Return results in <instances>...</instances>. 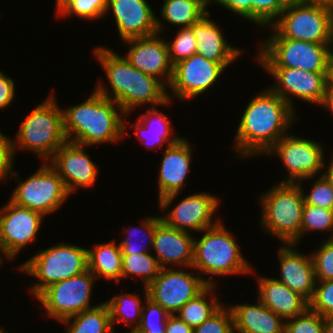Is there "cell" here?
<instances>
[{"label":"cell","instance_id":"obj_1","mask_svg":"<svg viewBox=\"0 0 333 333\" xmlns=\"http://www.w3.org/2000/svg\"><path fill=\"white\" fill-rule=\"evenodd\" d=\"M294 111L270 88L255 94L243 111L234 137L236 155L241 159L264 155L291 129L297 119Z\"/></svg>","mask_w":333,"mask_h":333},{"label":"cell","instance_id":"obj_2","mask_svg":"<svg viewBox=\"0 0 333 333\" xmlns=\"http://www.w3.org/2000/svg\"><path fill=\"white\" fill-rule=\"evenodd\" d=\"M93 54L103 67L113 95H110L101 81L100 84L97 83L95 90L115 101L126 114L130 115L140 105L149 103L152 104L151 107H166L172 102V97L167 92L168 87L161 80L141 72L118 52L97 46Z\"/></svg>","mask_w":333,"mask_h":333},{"label":"cell","instance_id":"obj_3","mask_svg":"<svg viewBox=\"0 0 333 333\" xmlns=\"http://www.w3.org/2000/svg\"><path fill=\"white\" fill-rule=\"evenodd\" d=\"M62 111L64 132L69 142L91 147L117 143L128 133L129 122L123 119L127 114L115 101L95 89L86 101Z\"/></svg>","mask_w":333,"mask_h":333},{"label":"cell","instance_id":"obj_4","mask_svg":"<svg viewBox=\"0 0 333 333\" xmlns=\"http://www.w3.org/2000/svg\"><path fill=\"white\" fill-rule=\"evenodd\" d=\"M260 197L261 227L282 244L298 245L305 205L300 185L278 182Z\"/></svg>","mask_w":333,"mask_h":333},{"label":"cell","instance_id":"obj_5","mask_svg":"<svg viewBox=\"0 0 333 333\" xmlns=\"http://www.w3.org/2000/svg\"><path fill=\"white\" fill-rule=\"evenodd\" d=\"M51 96V97H50ZM35 107L21 122L12 153L16 149L32 151L48 162L68 140L64 132L63 111L53 95Z\"/></svg>","mask_w":333,"mask_h":333},{"label":"cell","instance_id":"obj_6","mask_svg":"<svg viewBox=\"0 0 333 333\" xmlns=\"http://www.w3.org/2000/svg\"><path fill=\"white\" fill-rule=\"evenodd\" d=\"M222 222L200 232L204 233L200 239L195 237L191 269L197 270L199 275L212 276L252 273L254 269Z\"/></svg>","mask_w":333,"mask_h":333},{"label":"cell","instance_id":"obj_7","mask_svg":"<svg viewBox=\"0 0 333 333\" xmlns=\"http://www.w3.org/2000/svg\"><path fill=\"white\" fill-rule=\"evenodd\" d=\"M87 249L74 244L59 243L30 257L19 266L22 273L37 279L31 287L36 297L52 283L79 275L88 270Z\"/></svg>","mask_w":333,"mask_h":333},{"label":"cell","instance_id":"obj_8","mask_svg":"<svg viewBox=\"0 0 333 333\" xmlns=\"http://www.w3.org/2000/svg\"><path fill=\"white\" fill-rule=\"evenodd\" d=\"M268 28L272 33L267 38L333 43V5H287Z\"/></svg>","mask_w":333,"mask_h":333},{"label":"cell","instance_id":"obj_9","mask_svg":"<svg viewBox=\"0 0 333 333\" xmlns=\"http://www.w3.org/2000/svg\"><path fill=\"white\" fill-rule=\"evenodd\" d=\"M256 57L262 67H286L307 72H326L333 43H313L288 38H266Z\"/></svg>","mask_w":333,"mask_h":333},{"label":"cell","instance_id":"obj_10","mask_svg":"<svg viewBox=\"0 0 333 333\" xmlns=\"http://www.w3.org/2000/svg\"><path fill=\"white\" fill-rule=\"evenodd\" d=\"M42 165L25 181L20 180L18 172L12 170V177L19 184L13 190L10 200L45 216L62 207L70 194L63 179L52 166L48 162Z\"/></svg>","mask_w":333,"mask_h":333},{"label":"cell","instance_id":"obj_11","mask_svg":"<svg viewBox=\"0 0 333 333\" xmlns=\"http://www.w3.org/2000/svg\"><path fill=\"white\" fill-rule=\"evenodd\" d=\"M321 143L287 133L265 155H277L281 159L283 168L288 173L281 183L308 181L325 169V150Z\"/></svg>","mask_w":333,"mask_h":333},{"label":"cell","instance_id":"obj_12","mask_svg":"<svg viewBox=\"0 0 333 333\" xmlns=\"http://www.w3.org/2000/svg\"><path fill=\"white\" fill-rule=\"evenodd\" d=\"M97 278L90 270L79 275L52 283L37 296L48 317L59 322L85 310L90 306L92 288Z\"/></svg>","mask_w":333,"mask_h":333},{"label":"cell","instance_id":"obj_13","mask_svg":"<svg viewBox=\"0 0 333 333\" xmlns=\"http://www.w3.org/2000/svg\"><path fill=\"white\" fill-rule=\"evenodd\" d=\"M197 274V271L185 272L175 267L161 268L156 278L146 287L148 298L174 315L208 285H216L215 281Z\"/></svg>","mask_w":333,"mask_h":333},{"label":"cell","instance_id":"obj_14","mask_svg":"<svg viewBox=\"0 0 333 333\" xmlns=\"http://www.w3.org/2000/svg\"><path fill=\"white\" fill-rule=\"evenodd\" d=\"M231 63H217L193 54L173 66V75L168 86L176 99L189 101L216 85L221 74Z\"/></svg>","mask_w":333,"mask_h":333},{"label":"cell","instance_id":"obj_15","mask_svg":"<svg viewBox=\"0 0 333 333\" xmlns=\"http://www.w3.org/2000/svg\"><path fill=\"white\" fill-rule=\"evenodd\" d=\"M44 215L19 206L9 199L0 209V245L14 259L37 238Z\"/></svg>","mask_w":333,"mask_h":333},{"label":"cell","instance_id":"obj_16","mask_svg":"<svg viewBox=\"0 0 333 333\" xmlns=\"http://www.w3.org/2000/svg\"><path fill=\"white\" fill-rule=\"evenodd\" d=\"M191 144L181 137L175 144L165 146L158 177V204L161 211H168L183 186L192 164Z\"/></svg>","mask_w":333,"mask_h":333},{"label":"cell","instance_id":"obj_17","mask_svg":"<svg viewBox=\"0 0 333 333\" xmlns=\"http://www.w3.org/2000/svg\"><path fill=\"white\" fill-rule=\"evenodd\" d=\"M276 80L270 89L293 109V96L308 103L321 105L326 94V72H307L286 67H263Z\"/></svg>","mask_w":333,"mask_h":333},{"label":"cell","instance_id":"obj_18","mask_svg":"<svg viewBox=\"0 0 333 333\" xmlns=\"http://www.w3.org/2000/svg\"><path fill=\"white\" fill-rule=\"evenodd\" d=\"M219 198L207 192L193 193L178 202L162 220L170 227L191 233L217 225L221 220L213 217L221 204ZM191 230V232H190Z\"/></svg>","mask_w":333,"mask_h":333},{"label":"cell","instance_id":"obj_19","mask_svg":"<svg viewBox=\"0 0 333 333\" xmlns=\"http://www.w3.org/2000/svg\"><path fill=\"white\" fill-rule=\"evenodd\" d=\"M123 42L129 45L128 48L130 47L124 57L132 66L169 86L173 75V65L166 39L161 38L157 33L127 39Z\"/></svg>","mask_w":333,"mask_h":333},{"label":"cell","instance_id":"obj_20","mask_svg":"<svg viewBox=\"0 0 333 333\" xmlns=\"http://www.w3.org/2000/svg\"><path fill=\"white\" fill-rule=\"evenodd\" d=\"M84 149L86 146L67 141L48 162L63 179L70 195L78 188H91L97 180L98 166Z\"/></svg>","mask_w":333,"mask_h":333},{"label":"cell","instance_id":"obj_21","mask_svg":"<svg viewBox=\"0 0 333 333\" xmlns=\"http://www.w3.org/2000/svg\"><path fill=\"white\" fill-rule=\"evenodd\" d=\"M109 10L122 41L158 33L156 15L146 0H108L105 15Z\"/></svg>","mask_w":333,"mask_h":333},{"label":"cell","instance_id":"obj_22","mask_svg":"<svg viewBox=\"0 0 333 333\" xmlns=\"http://www.w3.org/2000/svg\"><path fill=\"white\" fill-rule=\"evenodd\" d=\"M191 235L168 226L163 220L156 225L152 248L161 268H169L171 265L181 267L182 270H185L184 267L191 268L195 240Z\"/></svg>","mask_w":333,"mask_h":333},{"label":"cell","instance_id":"obj_23","mask_svg":"<svg viewBox=\"0 0 333 333\" xmlns=\"http://www.w3.org/2000/svg\"><path fill=\"white\" fill-rule=\"evenodd\" d=\"M296 244H283L277 255L280 261V278L276 280L288 286L292 291L311 300L316 287V276L310 254L297 251ZM309 255V256H308Z\"/></svg>","mask_w":333,"mask_h":333},{"label":"cell","instance_id":"obj_24","mask_svg":"<svg viewBox=\"0 0 333 333\" xmlns=\"http://www.w3.org/2000/svg\"><path fill=\"white\" fill-rule=\"evenodd\" d=\"M210 14L208 12L190 26L196 37V54L217 63H233L242 51L228 43L222 30L210 19Z\"/></svg>","mask_w":333,"mask_h":333},{"label":"cell","instance_id":"obj_25","mask_svg":"<svg viewBox=\"0 0 333 333\" xmlns=\"http://www.w3.org/2000/svg\"><path fill=\"white\" fill-rule=\"evenodd\" d=\"M258 299L284 320L304 313L309 302L275 278L261 276L257 279Z\"/></svg>","mask_w":333,"mask_h":333},{"label":"cell","instance_id":"obj_26","mask_svg":"<svg viewBox=\"0 0 333 333\" xmlns=\"http://www.w3.org/2000/svg\"><path fill=\"white\" fill-rule=\"evenodd\" d=\"M235 333H284L285 320L257 299L254 304L229 305Z\"/></svg>","mask_w":333,"mask_h":333},{"label":"cell","instance_id":"obj_27","mask_svg":"<svg viewBox=\"0 0 333 333\" xmlns=\"http://www.w3.org/2000/svg\"><path fill=\"white\" fill-rule=\"evenodd\" d=\"M135 135L147 149H154L156 146L162 148L175 144L181 136L173 135V128L165 113L157 110L156 107L148 108V112L141 114L136 124L131 123Z\"/></svg>","mask_w":333,"mask_h":333},{"label":"cell","instance_id":"obj_28","mask_svg":"<svg viewBox=\"0 0 333 333\" xmlns=\"http://www.w3.org/2000/svg\"><path fill=\"white\" fill-rule=\"evenodd\" d=\"M209 5V0H163L161 20L156 17L157 32L161 34L165 28L162 20L178 27H190L209 12Z\"/></svg>","mask_w":333,"mask_h":333},{"label":"cell","instance_id":"obj_29","mask_svg":"<svg viewBox=\"0 0 333 333\" xmlns=\"http://www.w3.org/2000/svg\"><path fill=\"white\" fill-rule=\"evenodd\" d=\"M94 248V249H93ZM92 249H87L88 270L96 278L109 281L122 280V251L115 240L107 243L95 244Z\"/></svg>","mask_w":333,"mask_h":333},{"label":"cell","instance_id":"obj_30","mask_svg":"<svg viewBox=\"0 0 333 333\" xmlns=\"http://www.w3.org/2000/svg\"><path fill=\"white\" fill-rule=\"evenodd\" d=\"M61 322L67 326L66 333H115L105 302Z\"/></svg>","mask_w":333,"mask_h":333},{"label":"cell","instance_id":"obj_31","mask_svg":"<svg viewBox=\"0 0 333 333\" xmlns=\"http://www.w3.org/2000/svg\"><path fill=\"white\" fill-rule=\"evenodd\" d=\"M215 286L208 285L200 294L181 307L176 315L193 329L201 325L223 306L218 301V297H215L216 293H213ZM207 296L211 300L208 301Z\"/></svg>","mask_w":333,"mask_h":333},{"label":"cell","instance_id":"obj_32","mask_svg":"<svg viewBox=\"0 0 333 333\" xmlns=\"http://www.w3.org/2000/svg\"><path fill=\"white\" fill-rule=\"evenodd\" d=\"M142 301L138 295L126 292L105 301L109 308L113 329L115 324L124 322L125 325L133 326V329L128 332L133 333L139 327L141 321L144 305Z\"/></svg>","mask_w":333,"mask_h":333},{"label":"cell","instance_id":"obj_33","mask_svg":"<svg viewBox=\"0 0 333 333\" xmlns=\"http://www.w3.org/2000/svg\"><path fill=\"white\" fill-rule=\"evenodd\" d=\"M161 267L157 258L150 252L123 254L122 279L139 276L143 287H147L159 274Z\"/></svg>","mask_w":333,"mask_h":333},{"label":"cell","instance_id":"obj_34","mask_svg":"<svg viewBox=\"0 0 333 333\" xmlns=\"http://www.w3.org/2000/svg\"><path fill=\"white\" fill-rule=\"evenodd\" d=\"M108 0H56V16L72 15L84 20H96L105 16Z\"/></svg>","mask_w":333,"mask_h":333},{"label":"cell","instance_id":"obj_35","mask_svg":"<svg viewBox=\"0 0 333 333\" xmlns=\"http://www.w3.org/2000/svg\"><path fill=\"white\" fill-rule=\"evenodd\" d=\"M146 219H144L143 221H141V226H140V230L135 227H129L125 229V237L120 243V247H121V251L122 254H137V253H145V252H150V250H152V246H153V238H154V234H155V229H156V225L162 220L161 216H155V217H145ZM132 230V232H131ZM138 232L142 233V237L145 238V240H147V242L145 243V247L144 245H142L141 243H135L132 241V238L135 237L137 240H140L139 236H138ZM141 237V236H140ZM141 237V238H142ZM144 239H141V242H145L143 241ZM147 245V246H146ZM149 246V247H148ZM151 248V249H150Z\"/></svg>","mask_w":333,"mask_h":333},{"label":"cell","instance_id":"obj_36","mask_svg":"<svg viewBox=\"0 0 333 333\" xmlns=\"http://www.w3.org/2000/svg\"><path fill=\"white\" fill-rule=\"evenodd\" d=\"M145 302L139 327L133 333H165L167 317L170 315L159 304L148 298L147 288L144 287ZM156 319V320H155Z\"/></svg>","mask_w":333,"mask_h":333},{"label":"cell","instance_id":"obj_37","mask_svg":"<svg viewBox=\"0 0 333 333\" xmlns=\"http://www.w3.org/2000/svg\"><path fill=\"white\" fill-rule=\"evenodd\" d=\"M302 215L301 238L305 231H331L328 239H333V210L305 204Z\"/></svg>","mask_w":333,"mask_h":333},{"label":"cell","instance_id":"obj_38","mask_svg":"<svg viewBox=\"0 0 333 333\" xmlns=\"http://www.w3.org/2000/svg\"><path fill=\"white\" fill-rule=\"evenodd\" d=\"M286 0H251V22L267 28L287 7Z\"/></svg>","mask_w":333,"mask_h":333},{"label":"cell","instance_id":"obj_39","mask_svg":"<svg viewBox=\"0 0 333 333\" xmlns=\"http://www.w3.org/2000/svg\"><path fill=\"white\" fill-rule=\"evenodd\" d=\"M169 57L172 65L196 54V37L190 27L180 28L171 42L167 41Z\"/></svg>","mask_w":333,"mask_h":333},{"label":"cell","instance_id":"obj_40","mask_svg":"<svg viewBox=\"0 0 333 333\" xmlns=\"http://www.w3.org/2000/svg\"><path fill=\"white\" fill-rule=\"evenodd\" d=\"M284 333H324L323 316L308 308L304 313L285 320Z\"/></svg>","mask_w":333,"mask_h":333},{"label":"cell","instance_id":"obj_41","mask_svg":"<svg viewBox=\"0 0 333 333\" xmlns=\"http://www.w3.org/2000/svg\"><path fill=\"white\" fill-rule=\"evenodd\" d=\"M323 241L311 254L316 281L333 279V239Z\"/></svg>","mask_w":333,"mask_h":333},{"label":"cell","instance_id":"obj_42","mask_svg":"<svg viewBox=\"0 0 333 333\" xmlns=\"http://www.w3.org/2000/svg\"><path fill=\"white\" fill-rule=\"evenodd\" d=\"M302 191L305 204L312 205L319 208L333 210V188L330 183L324 178L322 174L319 175L311 185V191L304 194L303 182H298Z\"/></svg>","mask_w":333,"mask_h":333},{"label":"cell","instance_id":"obj_43","mask_svg":"<svg viewBox=\"0 0 333 333\" xmlns=\"http://www.w3.org/2000/svg\"><path fill=\"white\" fill-rule=\"evenodd\" d=\"M193 333H235L231 308L223 305L209 319L194 328Z\"/></svg>","mask_w":333,"mask_h":333},{"label":"cell","instance_id":"obj_44","mask_svg":"<svg viewBox=\"0 0 333 333\" xmlns=\"http://www.w3.org/2000/svg\"><path fill=\"white\" fill-rule=\"evenodd\" d=\"M309 309L323 317L333 315V279L316 282Z\"/></svg>","mask_w":333,"mask_h":333},{"label":"cell","instance_id":"obj_45","mask_svg":"<svg viewBox=\"0 0 333 333\" xmlns=\"http://www.w3.org/2000/svg\"><path fill=\"white\" fill-rule=\"evenodd\" d=\"M14 157L12 153V139L0 131V181L6 180L12 173Z\"/></svg>","mask_w":333,"mask_h":333},{"label":"cell","instance_id":"obj_46","mask_svg":"<svg viewBox=\"0 0 333 333\" xmlns=\"http://www.w3.org/2000/svg\"><path fill=\"white\" fill-rule=\"evenodd\" d=\"M251 22V0H209Z\"/></svg>","mask_w":333,"mask_h":333},{"label":"cell","instance_id":"obj_47","mask_svg":"<svg viewBox=\"0 0 333 333\" xmlns=\"http://www.w3.org/2000/svg\"><path fill=\"white\" fill-rule=\"evenodd\" d=\"M15 99V83L11 77L0 71V109L6 108Z\"/></svg>","mask_w":333,"mask_h":333},{"label":"cell","instance_id":"obj_48","mask_svg":"<svg viewBox=\"0 0 333 333\" xmlns=\"http://www.w3.org/2000/svg\"><path fill=\"white\" fill-rule=\"evenodd\" d=\"M186 322L181 320L176 314L167 317L165 333H193Z\"/></svg>","mask_w":333,"mask_h":333},{"label":"cell","instance_id":"obj_49","mask_svg":"<svg viewBox=\"0 0 333 333\" xmlns=\"http://www.w3.org/2000/svg\"><path fill=\"white\" fill-rule=\"evenodd\" d=\"M326 90H333V52L330 54L326 65Z\"/></svg>","mask_w":333,"mask_h":333},{"label":"cell","instance_id":"obj_50","mask_svg":"<svg viewBox=\"0 0 333 333\" xmlns=\"http://www.w3.org/2000/svg\"><path fill=\"white\" fill-rule=\"evenodd\" d=\"M320 106L328 109L333 114V90H326V94Z\"/></svg>","mask_w":333,"mask_h":333},{"label":"cell","instance_id":"obj_51","mask_svg":"<svg viewBox=\"0 0 333 333\" xmlns=\"http://www.w3.org/2000/svg\"><path fill=\"white\" fill-rule=\"evenodd\" d=\"M288 5L308 4V5H319L329 3V0H286Z\"/></svg>","mask_w":333,"mask_h":333},{"label":"cell","instance_id":"obj_52","mask_svg":"<svg viewBox=\"0 0 333 333\" xmlns=\"http://www.w3.org/2000/svg\"><path fill=\"white\" fill-rule=\"evenodd\" d=\"M331 159L329 162V167L326 168L325 172H322L324 178L330 183L331 187L333 188V153L331 154Z\"/></svg>","mask_w":333,"mask_h":333},{"label":"cell","instance_id":"obj_53","mask_svg":"<svg viewBox=\"0 0 333 333\" xmlns=\"http://www.w3.org/2000/svg\"><path fill=\"white\" fill-rule=\"evenodd\" d=\"M324 333H333V315L323 317Z\"/></svg>","mask_w":333,"mask_h":333},{"label":"cell","instance_id":"obj_54","mask_svg":"<svg viewBox=\"0 0 333 333\" xmlns=\"http://www.w3.org/2000/svg\"><path fill=\"white\" fill-rule=\"evenodd\" d=\"M2 253H3V255H5V257L7 258V259H9V260H12L7 254H6V252H5V250H4V248L0 245V266L2 265V263H3V255H2Z\"/></svg>","mask_w":333,"mask_h":333},{"label":"cell","instance_id":"obj_55","mask_svg":"<svg viewBox=\"0 0 333 333\" xmlns=\"http://www.w3.org/2000/svg\"><path fill=\"white\" fill-rule=\"evenodd\" d=\"M0 333H8L7 331H5L4 327L0 329Z\"/></svg>","mask_w":333,"mask_h":333},{"label":"cell","instance_id":"obj_56","mask_svg":"<svg viewBox=\"0 0 333 333\" xmlns=\"http://www.w3.org/2000/svg\"><path fill=\"white\" fill-rule=\"evenodd\" d=\"M329 3L333 5V0H329Z\"/></svg>","mask_w":333,"mask_h":333}]
</instances>
